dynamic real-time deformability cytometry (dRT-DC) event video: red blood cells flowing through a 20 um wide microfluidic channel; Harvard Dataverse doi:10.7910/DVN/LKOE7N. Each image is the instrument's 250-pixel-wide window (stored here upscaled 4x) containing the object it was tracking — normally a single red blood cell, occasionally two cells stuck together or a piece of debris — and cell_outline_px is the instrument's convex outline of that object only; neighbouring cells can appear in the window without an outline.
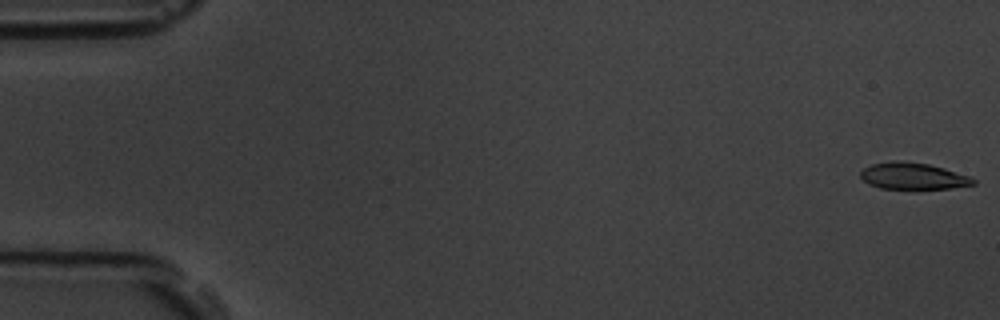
{"species": "common noctule bat (a hibernating species)", "species_latin": "Nyctalus noctula", "temperature_condition": "room temperature", "stored_images_in_passage": 5, "camera_frame_rate_fps": 3000, "um_per_image_px": 0.085, "animal": {"sex": "male", "body_mass_g": 19.5, "forearm_length_mm": 54.6}, "frame": {"image": 1, "passage_image": 1, "time_ms": 0.0, "image_size_px": [1000, 320], "cell_outline_px": [[976, 184], [952, 188], [916, 192], [880, 188], [868, 184], [860, 176], [860, 172], [864, 168], [872, 164], [892, 160], [896, 160], [928, 164], [944, 168], [972, 176], [976, 180]], "centroid_in_image_um": [77.64, 15.02], "position_along_channel_um": 7.4, "area_um2": 18.5}}
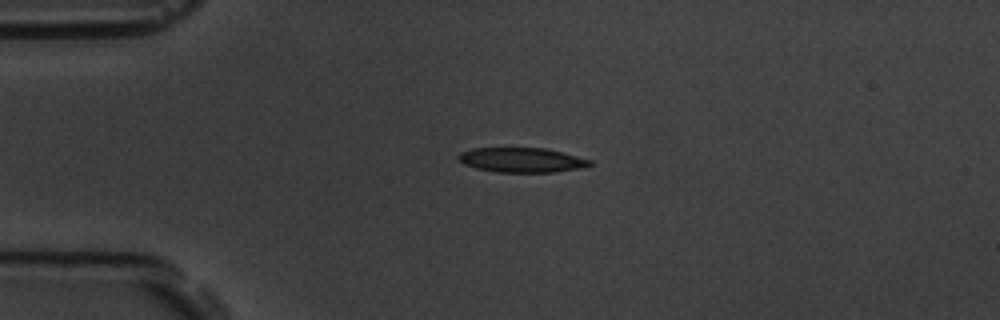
{"frame": {"image": 2, "passage_image": 5, "time_ms": 4.333, "image_size_px": [1000, 320], "cell_outline_px": [[592, 164], [576, 168], [556, 172], [496, 172], [476, 168], [464, 164], [456, 156], [460, 152], [472, 148], [544, 148], [592, 160]], "centroid_in_image_um": [44.28, 13.6], "position_along_channel_um": 40.7, "area_um2": 18.67}}